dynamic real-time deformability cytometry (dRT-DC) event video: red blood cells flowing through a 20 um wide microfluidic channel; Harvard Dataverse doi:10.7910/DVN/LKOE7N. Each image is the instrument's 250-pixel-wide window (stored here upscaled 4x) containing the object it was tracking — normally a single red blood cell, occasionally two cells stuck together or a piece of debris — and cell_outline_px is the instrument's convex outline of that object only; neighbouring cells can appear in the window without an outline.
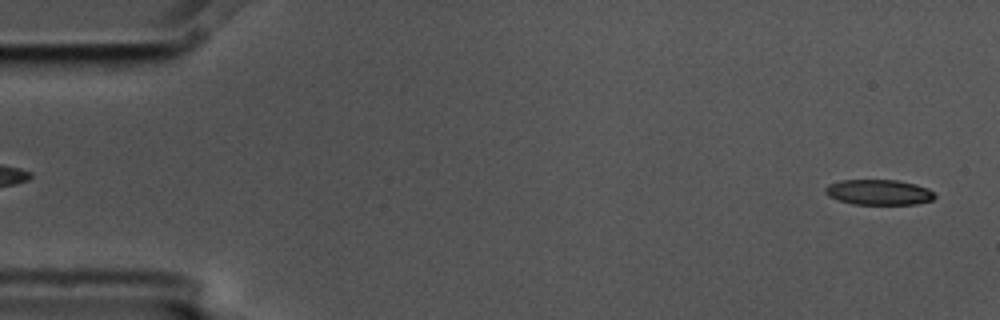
{"species": "common noctule bat (a hibernating species)", "species_latin": "Nyctalus noctula", "temperature_condition": "cold", "stored_images_in_passage": 5, "camera_frame_rate_fps": 3000, "um_per_image_px": 0.085, "animal": {"sex": "male", "body_mass_g": 17.5, "forearm_length_mm": 52.3}, "frame": {"image": 1, "passage_image": 5, "time_ms": 1.333, "image_size_px": [1000, 320], "cell_outline_px": [[936, 196], [932, 200], [916, 204], [852, 204], [836, 200], [828, 196], [824, 192], [824, 188], [828, 184], [840, 180], [896, 180], [916, 184], [928, 188], [936, 192]], "centroid_in_image_um": [74.69, 16.34], "position_along_channel_um": 10.3, "area_um2": 16.42}}